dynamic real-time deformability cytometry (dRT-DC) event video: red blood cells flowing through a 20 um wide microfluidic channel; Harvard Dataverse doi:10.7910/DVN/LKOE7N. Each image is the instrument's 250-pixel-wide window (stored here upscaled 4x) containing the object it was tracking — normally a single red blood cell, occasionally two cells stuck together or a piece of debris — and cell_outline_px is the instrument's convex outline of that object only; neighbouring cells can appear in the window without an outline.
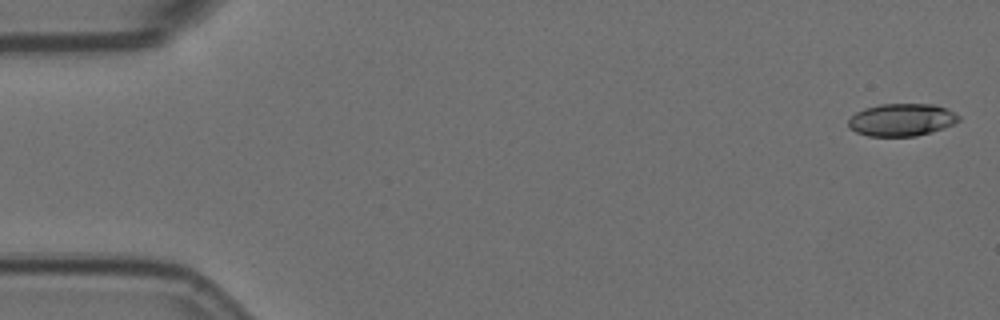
{"species": "Egyptian fruit bat (a non-hibernating species)", "species_latin": "Rousettus aegyptiacus", "temperature_condition": "room temperature", "stored_images_in_passage": 5, "camera_frame_rate_fps": 3000, "um_per_image_px": 0.085, "animal": {"sex": "female"}, "frame": {"image": 1, "passage_image": 1, "time_ms": 0.0, "image_size_px": [1000, 320], "cell_outline_px": [[960, 120], [952, 124], [932, 132], [916, 136], [868, 136], [856, 132], [848, 128], [848, 120], [856, 112], [864, 108], [880, 104], [936, 104], [948, 108], [960, 116]], "centroid_in_image_um": [76.64, 10.18], "position_along_channel_um": 8.4, "area_um2": 21.04}}
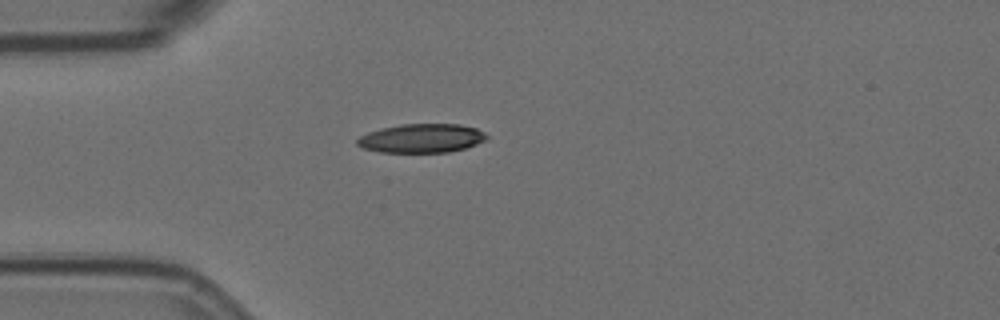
{"frame": {"image": 2, "passage_image": 5, "time_ms": 1.333, "image_size_px": [1000, 320], "cell_outline_px": [[488, 136], [484, 140], [476, 144], [464, 148], [448, 152], [380, 152], [360, 148], [356, 144], [356, 140], [360, 136], [368, 132], [380, 128], [400, 124], [460, 124], [476, 128], [484, 132]], "centroid_in_image_um": [35.79, 11.75], "position_along_channel_um": 49.2, "area_um2": 21.85}}